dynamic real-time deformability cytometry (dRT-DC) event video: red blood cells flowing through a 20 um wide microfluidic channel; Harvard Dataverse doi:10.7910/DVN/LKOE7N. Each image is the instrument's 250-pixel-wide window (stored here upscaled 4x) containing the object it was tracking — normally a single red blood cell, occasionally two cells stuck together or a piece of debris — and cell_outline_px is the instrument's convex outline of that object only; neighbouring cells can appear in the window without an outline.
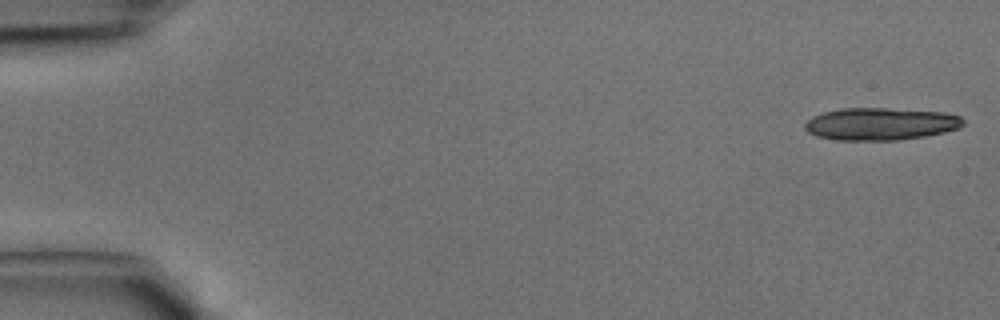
{"species": "common noctule bat (a hibernating species)", "species_latin": "Nyctalus noctula", "temperature_condition": "cold", "stored_images_in_passage": 8, "camera_frame_rate_fps": 3000, "um_per_image_px": 0.085, "animal": {"sex": "male", "body_mass_g": 15.6}, "frame": {"image": 1, "passage_image": 1, "time_ms": 0.0, "image_size_px": [1000, 320], "cell_outline_px": [[964, 124], [960, 128], [944, 132], [924, 136], [896, 140], [836, 140], [816, 136], [808, 132], [804, 128], [804, 124], [812, 116], [824, 112], [840, 108], [888, 108], [944, 112], [960, 116], [964, 120]], "centroid_in_image_um": [74.84, 10.53], "position_along_channel_um": 10.2, "area_um2": 30.0}}